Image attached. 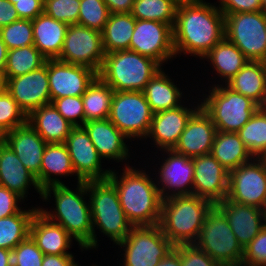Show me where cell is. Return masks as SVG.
Masks as SVG:
<instances>
[{
    "label": "cell",
    "instance_id": "6da1fadb",
    "mask_svg": "<svg viewBox=\"0 0 266 266\" xmlns=\"http://www.w3.org/2000/svg\"><path fill=\"white\" fill-rule=\"evenodd\" d=\"M224 38V15L214 4L194 0L177 7L173 26L175 56L184 53L202 59Z\"/></svg>",
    "mask_w": 266,
    "mask_h": 266
},
{
    "label": "cell",
    "instance_id": "7a4b0ae2",
    "mask_svg": "<svg viewBox=\"0 0 266 266\" xmlns=\"http://www.w3.org/2000/svg\"><path fill=\"white\" fill-rule=\"evenodd\" d=\"M125 165L127 166H124L122 175L118 176L116 170H111L107 179L118 192L127 220L133 226L158 225L163 199L155 180L145 170H136L133 166Z\"/></svg>",
    "mask_w": 266,
    "mask_h": 266
},
{
    "label": "cell",
    "instance_id": "3957f363",
    "mask_svg": "<svg viewBox=\"0 0 266 266\" xmlns=\"http://www.w3.org/2000/svg\"><path fill=\"white\" fill-rule=\"evenodd\" d=\"M51 194L55 199L54 211L50 212L48 209L46 211L39 207L41 213L62 226L78 242L81 250L92 249L93 225L90 201L85 200V195L88 196L87 182H79L74 191L65 184L48 186L42 190V199L46 202L51 198Z\"/></svg>",
    "mask_w": 266,
    "mask_h": 266
},
{
    "label": "cell",
    "instance_id": "277c9868",
    "mask_svg": "<svg viewBox=\"0 0 266 266\" xmlns=\"http://www.w3.org/2000/svg\"><path fill=\"white\" fill-rule=\"evenodd\" d=\"M214 205L210 200L196 195L166 198L162 201L158 225L174 246L193 244Z\"/></svg>",
    "mask_w": 266,
    "mask_h": 266
},
{
    "label": "cell",
    "instance_id": "5b68a950",
    "mask_svg": "<svg viewBox=\"0 0 266 266\" xmlns=\"http://www.w3.org/2000/svg\"><path fill=\"white\" fill-rule=\"evenodd\" d=\"M87 191L93 225L92 249L98 248L95 227L117 245L133 225L125 216L115 186L108 179L87 181Z\"/></svg>",
    "mask_w": 266,
    "mask_h": 266
},
{
    "label": "cell",
    "instance_id": "8992f818",
    "mask_svg": "<svg viewBox=\"0 0 266 266\" xmlns=\"http://www.w3.org/2000/svg\"><path fill=\"white\" fill-rule=\"evenodd\" d=\"M161 69L155 60L128 49L105 54L98 77L114 91L143 92Z\"/></svg>",
    "mask_w": 266,
    "mask_h": 266
},
{
    "label": "cell",
    "instance_id": "52a82bcc",
    "mask_svg": "<svg viewBox=\"0 0 266 266\" xmlns=\"http://www.w3.org/2000/svg\"><path fill=\"white\" fill-rule=\"evenodd\" d=\"M211 88L207 98L204 96L200 104L218 131L237 133L260 107L251 98L231 90L223 83Z\"/></svg>",
    "mask_w": 266,
    "mask_h": 266
},
{
    "label": "cell",
    "instance_id": "ba28073f",
    "mask_svg": "<svg viewBox=\"0 0 266 266\" xmlns=\"http://www.w3.org/2000/svg\"><path fill=\"white\" fill-rule=\"evenodd\" d=\"M193 245L221 264L243 260L244 249L238 243L225 215L216 205L207 213Z\"/></svg>",
    "mask_w": 266,
    "mask_h": 266
},
{
    "label": "cell",
    "instance_id": "9c48e42d",
    "mask_svg": "<svg viewBox=\"0 0 266 266\" xmlns=\"http://www.w3.org/2000/svg\"><path fill=\"white\" fill-rule=\"evenodd\" d=\"M225 38L249 61L266 62V13L240 12L224 15Z\"/></svg>",
    "mask_w": 266,
    "mask_h": 266
},
{
    "label": "cell",
    "instance_id": "30bf717a",
    "mask_svg": "<svg viewBox=\"0 0 266 266\" xmlns=\"http://www.w3.org/2000/svg\"><path fill=\"white\" fill-rule=\"evenodd\" d=\"M117 245L125 252L122 266H157L174 248L159 225L133 226Z\"/></svg>",
    "mask_w": 266,
    "mask_h": 266
},
{
    "label": "cell",
    "instance_id": "8fae6325",
    "mask_svg": "<svg viewBox=\"0 0 266 266\" xmlns=\"http://www.w3.org/2000/svg\"><path fill=\"white\" fill-rule=\"evenodd\" d=\"M153 112L144 92L114 91L108 119L131 141L146 138Z\"/></svg>",
    "mask_w": 266,
    "mask_h": 266
},
{
    "label": "cell",
    "instance_id": "7c38bea8",
    "mask_svg": "<svg viewBox=\"0 0 266 266\" xmlns=\"http://www.w3.org/2000/svg\"><path fill=\"white\" fill-rule=\"evenodd\" d=\"M104 57L101 32L79 24L68 25L58 60L99 72Z\"/></svg>",
    "mask_w": 266,
    "mask_h": 266
},
{
    "label": "cell",
    "instance_id": "4fadbf2b",
    "mask_svg": "<svg viewBox=\"0 0 266 266\" xmlns=\"http://www.w3.org/2000/svg\"><path fill=\"white\" fill-rule=\"evenodd\" d=\"M226 199L266 210V170L256 157L229 172Z\"/></svg>",
    "mask_w": 266,
    "mask_h": 266
},
{
    "label": "cell",
    "instance_id": "5bb4252c",
    "mask_svg": "<svg viewBox=\"0 0 266 266\" xmlns=\"http://www.w3.org/2000/svg\"><path fill=\"white\" fill-rule=\"evenodd\" d=\"M129 50L155 60L162 67L163 63L176 57L173 27L160 21L136 19Z\"/></svg>",
    "mask_w": 266,
    "mask_h": 266
},
{
    "label": "cell",
    "instance_id": "9a60e30c",
    "mask_svg": "<svg viewBox=\"0 0 266 266\" xmlns=\"http://www.w3.org/2000/svg\"><path fill=\"white\" fill-rule=\"evenodd\" d=\"M4 80V88L27 116L37 108L51 103L48 59L34 71Z\"/></svg>",
    "mask_w": 266,
    "mask_h": 266
},
{
    "label": "cell",
    "instance_id": "2e32d148",
    "mask_svg": "<svg viewBox=\"0 0 266 266\" xmlns=\"http://www.w3.org/2000/svg\"><path fill=\"white\" fill-rule=\"evenodd\" d=\"M72 165L77 176V183L81 181L106 180L111 169H102L103 160L90 140L88 133L82 126L73 127L65 141Z\"/></svg>",
    "mask_w": 266,
    "mask_h": 266
},
{
    "label": "cell",
    "instance_id": "e0dca14e",
    "mask_svg": "<svg viewBox=\"0 0 266 266\" xmlns=\"http://www.w3.org/2000/svg\"><path fill=\"white\" fill-rule=\"evenodd\" d=\"M98 77V72L85 66L48 59L51 102L68 96H82Z\"/></svg>",
    "mask_w": 266,
    "mask_h": 266
},
{
    "label": "cell",
    "instance_id": "ac0fdd59",
    "mask_svg": "<svg viewBox=\"0 0 266 266\" xmlns=\"http://www.w3.org/2000/svg\"><path fill=\"white\" fill-rule=\"evenodd\" d=\"M167 153V157L158 168L156 180L161 198L164 200L172 196L192 195L194 165L193 159L176 153L173 149L160 150ZM161 184V185H160ZM166 192V193H165Z\"/></svg>",
    "mask_w": 266,
    "mask_h": 266
},
{
    "label": "cell",
    "instance_id": "d6986e66",
    "mask_svg": "<svg viewBox=\"0 0 266 266\" xmlns=\"http://www.w3.org/2000/svg\"><path fill=\"white\" fill-rule=\"evenodd\" d=\"M194 178L192 195L216 204L226 199L229 171L211 154L193 157Z\"/></svg>",
    "mask_w": 266,
    "mask_h": 266
},
{
    "label": "cell",
    "instance_id": "ffe728a7",
    "mask_svg": "<svg viewBox=\"0 0 266 266\" xmlns=\"http://www.w3.org/2000/svg\"><path fill=\"white\" fill-rule=\"evenodd\" d=\"M193 107L190 109L180 105L177 108L153 114L146 139L152 138L156 148L160 150L173 149L191 116L201 107V104L198 103Z\"/></svg>",
    "mask_w": 266,
    "mask_h": 266
},
{
    "label": "cell",
    "instance_id": "44dd1931",
    "mask_svg": "<svg viewBox=\"0 0 266 266\" xmlns=\"http://www.w3.org/2000/svg\"><path fill=\"white\" fill-rule=\"evenodd\" d=\"M216 131L210 116L200 107L191 116L173 150L190 158L209 154Z\"/></svg>",
    "mask_w": 266,
    "mask_h": 266
},
{
    "label": "cell",
    "instance_id": "7402d4cb",
    "mask_svg": "<svg viewBox=\"0 0 266 266\" xmlns=\"http://www.w3.org/2000/svg\"><path fill=\"white\" fill-rule=\"evenodd\" d=\"M225 215L238 243L244 249L265 226V210L255 206L231 202L227 199L215 204Z\"/></svg>",
    "mask_w": 266,
    "mask_h": 266
},
{
    "label": "cell",
    "instance_id": "603a6c76",
    "mask_svg": "<svg viewBox=\"0 0 266 266\" xmlns=\"http://www.w3.org/2000/svg\"><path fill=\"white\" fill-rule=\"evenodd\" d=\"M4 142L36 177L40 187V168L47 143L28 123L6 132Z\"/></svg>",
    "mask_w": 266,
    "mask_h": 266
},
{
    "label": "cell",
    "instance_id": "cb8c5ba5",
    "mask_svg": "<svg viewBox=\"0 0 266 266\" xmlns=\"http://www.w3.org/2000/svg\"><path fill=\"white\" fill-rule=\"evenodd\" d=\"M82 127L101 158L117 162L129 159L130 152L124 142L128 138L108 118L88 121Z\"/></svg>",
    "mask_w": 266,
    "mask_h": 266
},
{
    "label": "cell",
    "instance_id": "d4e9b609",
    "mask_svg": "<svg viewBox=\"0 0 266 266\" xmlns=\"http://www.w3.org/2000/svg\"><path fill=\"white\" fill-rule=\"evenodd\" d=\"M31 184L42 198V190L36 177L25 168L18 156L5 142L0 143V185L16 193L24 201Z\"/></svg>",
    "mask_w": 266,
    "mask_h": 266
},
{
    "label": "cell",
    "instance_id": "484cf974",
    "mask_svg": "<svg viewBox=\"0 0 266 266\" xmlns=\"http://www.w3.org/2000/svg\"><path fill=\"white\" fill-rule=\"evenodd\" d=\"M29 236L44 255L72 254L67 250L73 238L62 226L44 216L39 209L32 217Z\"/></svg>",
    "mask_w": 266,
    "mask_h": 266
},
{
    "label": "cell",
    "instance_id": "4316f807",
    "mask_svg": "<svg viewBox=\"0 0 266 266\" xmlns=\"http://www.w3.org/2000/svg\"><path fill=\"white\" fill-rule=\"evenodd\" d=\"M33 45L46 59L60 56L68 24L55 20L44 12L32 20Z\"/></svg>",
    "mask_w": 266,
    "mask_h": 266
},
{
    "label": "cell",
    "instance_id": "83f0119b",
    "mask_svg": "<svg viewBox=\"0 0 266 266\" xmlns=\"http://www.w3.org/2000/svg\"><path fill=\"white\" fill-rule=\"evenodd\" d=\"M27 123L46 143H65L74 127L54 107L52 103L43 105L27 116Z\"/></svg>",
    "mask_w": 266,
    "mask_h": 266
},
{
    "label": "cell",
    "instance_id": "f1b7e54d",
    "mask_svg": "<svg viewBox=\"0 0 266 266\" xmlns=\"http://www.w3.org/2000/svg\"><path fill=\"white\" fill-rule=\"evenodd\" d=\"M225 85L251 98L260 107H264L266 105V62L248 61Z\"/></svg>",
    "mask_w": 266,
    "mask_h": 266
},
{
    "label": "cell",
    "instance_id": "f546056e",
    "mask_svg": "<svg viewBox=\"0 0 266 266\" xmlns=\"http://www.w3.org/2000/svg\"><path fill=\"white\" fill-rule=\"evenodd\" d=\"M75 170L72 165L71 157L69 155L65 143H47L43 153L42 164L40 168V188H44L64 184L55 176H74Z\"/></svg>",
    "mask_w": 266,
    "mask_h": 266
},
{
    "label": "cell",
    "instance_id": "4dcf8cb0",
    "mask_svg": "<svg viewBox=\"0 0 266 266\" xmlns=\"http://www.w3.org/2000/svg\"><path fill=\"white\" fill-rule=\"evenodd\" d=\"M181 89L172 82L164 70H159L146 84L144 94L153 114L182 105Z\"/></svg>",
    "mask_w": 266,
    "mask_h": 266
},
{
    "label": "cell",
    "instance_id": "1f68e13d",
    "mask_svg": "<svg viewBox=\"0 0 266 266\" xmlns=\"http://www.w3.org/2000/svg\"><path fill=\"white\" fill-rule=\"evenodd\" d=\"M211 154L229 172L254 157L235 132L216 131Z\"/></svg>",
    "mask_w": 266,
    "mask_h": 266
},
{
    "label": "cell",
    "instance_id": "d6a6232c",
    "mask_svg": "<svg viewBox=\"0 0 266 266\" xmlns=\"http://www.w3.org/2000/svg\"><path fill=\"white\" fill-rule=\"evenodd\" d=\"M208 59L212 68L226 84L230 81L249 61L246 56L235 46L224 38L217 43L203 58Z\"/></svg>",
    "mask_w": 266,
    "mask_h": 266
},
{
    "label": "cell",
    "instance_id": "836d02e7",
    "mask_svg": "<svg viewBox=\"0 0 266 266\" xmlns=\"http://www.w3.org/2000/svg\"><path fill=\"white\" fill-rule=\"evenodd\" d=\"M135 21L131 13H110L101 32L105 54L129 49Z\"/></svg>",
    "mask_w": 266,
    "mask_h": 266
},
{
    "label": "cell",
    "instance_id": "e575fe53",
    "mask_svg": "<svg viewBox=\"0 0 266 266\" xmlns=\"http://www.w3.org/2000/svg\"><path fill=\"white\" fill-rule=\"evenodd\" d=\"M114 90L99 77L82 94L85 123L107 119L110 114Z\"/></svg>",
    "mask_w": 266,
    "mask_h": 266
},
{
    "label": "cell",
    "instance_id": "d590c367",
    "mask_svg": "<svg viewBox=\"0 0 266 266\" xmlns=\"http://www.w3.org/2000/svg\"><path fill=\"white\" fill-rule=\"evenodd\" d=\"M39 207L22 210L8 217L0 218V248L13 250L29 236L32 217Z\"/></svg>",
    "mask_w": 266,
    "mask_h": 266
},
{
    "label": "cell",
    "instance_id": "8d00e7d4",
    "mask_svg": "<svg viewBox=\"0 0 266 266\" xmlns=\"http://www.w3.org/2000/svg\"><path fill=\"white\" fill-rule=\"evenodd\" d=\"M46 60L34 45L8 50L3 77L12 78L24 75L43 66Z\"/></svg>",
    "mask_w": 266,
    "mask_h": 266
},
{
    "label": "cell",
    "instance_id": "74e56055",
    "mask_svg": "<svg viewBox=\"0 0 266 266\" xmlns=\"http://www.w3.org/2000/svg\"><path fill=\"white\" fill-rule=\"evenodd\" d=\"M177 7L170 0H135L131 15L137 20L160 21L173 27Z\"/></svg>",
    "mask_w": 266,
    "mask_h": 266
},
{
    "label": "cell",
    "instance_id": "f35d334b",
    "mask_svg": "<svg viewBox=\"0 0 266 266\" xmlns=\"http://www.w3.org/2000/svg\"><path fill=\"white\" fill-rule=\"evenodd\" d=\"M237 134L253 157H257L266 148V108L259 107Z\"/></svg>",
    "mask_w": 266,
    "mask_h": 266
},
{
    "label": "cell",
    "instance_id": "ab89813d",
    "mask_svg": "<svg viewBox=\"0 0 266 266\" xmlns=\"http://www.w3.org/2000/svg\"><path fill=\"white\" fill-rule=\"evenodd\" d=\"M109 15L104 0H80L77 24L102 32Z\"/></svg>",
    "mask_w": 266,
    "mask_h": 266
},
{
    "label": "cell",
    "instance_id": "60d3db41",
    "mask_svg": "<svg viewBox=\"0 0 266 266\" xmlns=\"http://www.w3.org/2000/svg\"><path fill=\"white\" fill-rule=\"evenodd\" d=\"M0 36L8 50L33 45L32 20L19 19L1 27Z\"/></svg>",
    "mask_w": 266,
    "mask_h": 266
},
{
    "label": "cell",
    "instance_id": "b9f144b4",
    "mask_svg": "<svg viewBox=\"0 0 266 266\" xmlns=\"http://www.w3.org/2000/svg\"><path fill=\"white\" fill-rule=\"evenodd\" d=\"M27 123V115L4 88L0 92V126L5 131Z\"/></svg>",
    "mask_w": 266,
    "mask_h": 266
},
{
    "label": "cell",
    "instance_id": "7bdbcfd3",
    "mask_svg": "<svg viewBox=\"0 0 266 266\" xmlns=\"http://www.w3.org/2000/svg\"><path fill=\"white\" fill-rule=\"evenodd\" d=\"M80 0H44L43 12L68 25L77 24Z\"/></svg>",
    "mask_w": 266,
    "mask_h": 266
},
{
    "label": "cell",
    "instance_id": "ee69618b",
    "mask_svg": "<svg viewBox=\"0 0 266 266\" xmlns=\"http://www.w3.org/2000/svg\"><path fill=\"white\" fill-rule=\"evenodd\" d=\"M44 253L28 236L12 250V266H41Z\"/></svg>",
    "mask_w": 266,
    "mask_h": 266
},
{
    "label": "cell",
    "instance_id": "f6af8a7d",
    "mask_svg": "<svg viewBox=\"0 0 266 266\" xmlns=\"http://www.w3.org/2000/svg\"><path fill=\"white\" fill-rule=\"evenodd\" d=\"M57 111L74 127L83 126L85 115L82 96H68L51 102ZM79 120V121H78Z\"/></svg>",
    "mask_w": 266,
    "mask_h": 266
},
{
    "label": "cell",
    "instance_id": "bcb514c9",
    "mask_svg": "<svg viewBox=\"0 0 266 266\" xmlns=\"http://www.w3.org/2000/svg\"><path fill=\"white\" fill-rule=\"evenodd\" d=\"M242 261L252 266H266V226L244 248Z\"/></svg>",
    "mask_w": 266,
    "mask_h": 266
},
{
    "label": "cell",
    "instance_id": "7dc6e473",
    "mask_svg": "<svg viewBox=\"0 0 266 266\" xmlns=\"http://www.w3.org/2000/svg\"><path fill=\"white\" fill-rule=\"evenodd\" d=\"M174 249L180 254L181 266H222L193 244L177 245Z\"/></svg>",
    "mask_w": 266,
    "mask_h": 266
},
{
    "label": "cell",
    "instance_id": "c3c4849f",
    "mask_svg": "<svg viewBox=\"0 0 266 266\" xmlns=\"http://www.w3.org/2000/svg\"><path fill=\"white\" fill-rule=\"evenodd\" d=\"M218 9L223 15L262 11V0H219Z\"/></svg>",
    "mask_w": 266,
    "mask_h": 266
},
{
    "label": "cell",
    "instance_id": "681fc988",
    "mask_svg": "<svg viewBox=\"0 0 266 266\" xmlns=\"http://www.w3.org/2000/svg\"><path fill=\"white\" fill-rule=\"evenodd\" d=\"M17 10L20 19L33 20L43 13L44 0H8Z\"/></svg>",
    "mask_w": 266,
    "mask_h": 266
},
{
    "label": "cell",
    "instance_id": "f907efd6",
    "mask_svg": "<svg viewBox=\"0 0 266 266\" xmlns=\"http://www.w3.org/2000/svg\"><path fill=\"white\" fill-rule=\"evenodd\" d=\"M21 200L23 199L16 193L0 185V218L19 213L22 207L18 206V202Z\"/></svg>",
    "mask_w": 266,
    "mask_h": 266
},
{
    "label": "cell",
    "instance_id": "816d5d0a",
    "mask_svg": "<svg viewBox=\"0 0 266 266\" xmlns=\"http://www.w3.org/2000/svg\"><path fill=\"white\" fill-rule=\"evenodd\" d=\"M17 10L8 0H0V28L19 20Z\"/></svg>",
    "mask_w": 266,
    "mask_h": 266
},
{
    "label": "cell",
    "instance_id": "f5cc1de1",
    "mask_svg": "<svg viewBox=\"0 0 266 266\" xmlns=\"http://www.w3.org/2000/svg\"><path fill=\"white\" fill-rule=\"evenodd\" d=\"M73 254L44 255L41 266H75Z\"/></svg>",
    "mask_w": 266,
    "mask_h": 266
},
{
    "label": "cell",
    "instance_id": "db71d44e",
    "mask_svg": "<svg viewBox=\"0 0 266 266\" xmlns=\"http://www.w3.org/2000/svg\"><path fill=\"white\" fill-rule=\"evenodd\" d=\"M110 13H131L135 0H104Z\"/></svg>",
    "mask_w": 266,
    "mask_h": 266
},
{
    "label": "cell",
    "instance_id": "11a10c76",
    "mask_svg": "<svg viewBox=\"0 0 266 266\" xmlns=\"http://www.w3.org/2000/svg\"><path fill=\"white\" fill-rule=\"evenodd\" d=\"M157 266H181L180 254L173 248Z\"/></svg>",
    "mask_w": 266,
    "mask_h": 266
},
{
    "label": "cell",
    "instance_id": "9f6ffc18",
    "mask_svg": "<svg viewBox=\"0 0 266 266\" xmlns=\"http://www.w3.org/2000/svg\"><path fill=\"white\" fill-rule=\"evenodd\" d=\"M0 266H12V251L0 248Z\"/></svg>",
    "mask_w": 266,
    "mask_h": 266
},
{
    "label": "cell",
    "instance_id": "6f0895ef",
    "mask_svg": "<svg viewBox=\"0 0 266 266\" xmlns=\"http://www.w3.org/2000/svg\"><path fill=\"white\" fill-rule=\"evenodd\" d=\"M8 49L0 36V72L3 73L7 62Z\"/></svg>",
    "mask_w": 266,
    "mask_h": 266
},
{
    "label": "cell",
    "instance_id": "680465c9",
    "mask_svg": "<svg viewBox=\"0 0 266 266\" xmlns=\"http://www.w3.org/2000/svg\"><path fill=\"white\" fill-rule=\"evenodd\" d=\"M256 158L262 163L266 170V148Z\"/></svg>",
    "mask_w": 266,
    "mask_h": 266
},
{
    "label": "cell",
    "instance_id": "91938a15",
    "mask_svg": "<svg viewBox=\"0 0 266 266\" xmlns=\"http://www.w3.org/2000/svg\"><path fill=\"white\" fill-rule=\"evenodd\" d=\"M222 266H252V265L241 261V262H236V263L222 264Z\"/></svg>",
    "mask_w": 266,
    "mask_h": 266
},
{
    "label": "cell",
    "instance_id": "94428289",
    "mask_svg": "<svg viewBox=\"0 0 266 266\" xmlns=\"http://www.w3.org/2000/svg\"><path fill=\"white\" fill-rule=\"evenodd\" d=\"M173 1L175 4H177L178 6L186 4V3H190L194 0H170Z\"/></svg>",
    "mask_w": 266,
    "mask_h": 266
},
{
    "label": "cell",
    "instance_id": "6125c7cd",
    "mask_svg": "<svg viewBox=\"0 0 266 266\" xmlns=\"http://www.w3.org/2000/svg\"><path fill=\"white\" fill-rule=\"evenodd\" d=\"M5 87V80L3 77V73L0 72V92L4 89Z\"/></svg>",
    "mask_w": 266,
    "mask_h": 266
},
{
    "label": "cell",
    "instance_id": "be15d7a7",
    "mask_svg": "<svg viewBox=\"0 0 266 266\" xmlns=\"http://www.w3.org/2000/svg\"><path fill=\"white\" fill-rule=\"evenodd\" d=\"M5 137H6V132L0 126V143H3L5 141Z\"/></svg>",
    "mask_w": 266,
    "mask_h": 266
},
{
    "label": "cell",
    "instance_id": "e7e4bbea",
    "mask_svg": "<svg viewBox=\"0 0 266 266\" xmlns=\"http://www.w3.org/2000/svg\"><path fill=\"white\" fill-rule=\"evenodd\" d=\"M262 11L266 13V0H262Z\"/></svg>",
    "mask_w": 266,
    "mask_h": 266
},
{
    "label": "cell",
    "instance_id": "03108f58",
    "mask_svg": "<svg viewBox=\"0 0 266 266\" xmlns=\"http://www.w3.org/2000/svg\"><path fill=\"white\" fill-rule=\"evenodd\" d=\"M265 226H266V210H265Z\"/></svg>",
    "mask_w": 266,
    "mask_h": 266
}]
</instances>
